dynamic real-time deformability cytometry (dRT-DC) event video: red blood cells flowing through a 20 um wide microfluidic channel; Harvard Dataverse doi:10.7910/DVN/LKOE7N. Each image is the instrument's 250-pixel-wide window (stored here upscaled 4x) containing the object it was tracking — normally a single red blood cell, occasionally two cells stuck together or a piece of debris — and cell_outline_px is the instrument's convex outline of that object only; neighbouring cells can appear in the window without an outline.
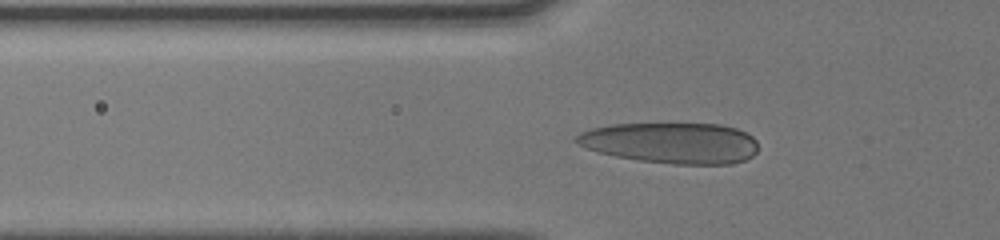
{"species": "human", "species_latin": "Homo sapiens", "temperature_condition": "cold", "stored_images_in_passage": 41, "camera_frame_rate_fps": 3000, "um_per_image_px": 0.085, "donor": {"sex": "male"}, "frame": {"image": 1, "passage_image": 9, "time_ms": 2.667, "image_size_px": [1000, 240], "cell_outline_px": [[756, 152], [752, 156], [744, 160], [732, 164], [676, 164], [640, 160], [616, 156], [596, 152], [576, 144], [572, 140], [580, 132], [592, 128], [612, 124], [720, 124], [736, 128], [752, 136], [756, 140]], "centroid_in_image_um": [57.02, 12.15], "position_along_channel_um": 68.8, "area_um2": 43.35}}
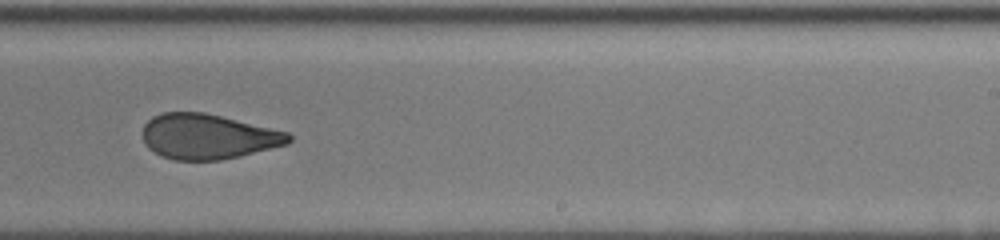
{"frame": {"image": 2, "passage_image": 24, "time_ms": 7.667, "image_size_px": [1000, 240], "cell_outline_px": [[292, 140], [288, 144], [240, 156], [220, 160], [176, 160], [160, 156], [148, 148], [144, 144], [144, 124], [152, 116], [160, 112], [204, 112], [288, 132], [292, 136]], "centroid_in_image_um": [17.66, 11.61], "position_along_channel_um": 271.3, "area_um2": 38.44}}
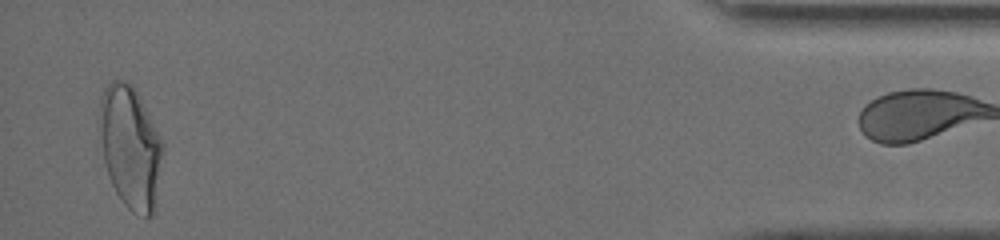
{"frame": {"image": 3, "passage_image": 40, "time_ms": 13.0, "image_size_px": [1000, 240], "cell_outline_px": [[164, 148], [156, 208], [152, 216], [144, 216], [132, 212], [124, 204], [116, 192], [112, 184], [104, 160], [100, 136], [100, 96], [104, 88], [112, 80], [128, 80], [132, 84], [140, 96], [164, 144]], "centroid_in_image_um": [11.11, 12.5], "position_along_channel_um": 424.1, "area_um2": 45.43}}